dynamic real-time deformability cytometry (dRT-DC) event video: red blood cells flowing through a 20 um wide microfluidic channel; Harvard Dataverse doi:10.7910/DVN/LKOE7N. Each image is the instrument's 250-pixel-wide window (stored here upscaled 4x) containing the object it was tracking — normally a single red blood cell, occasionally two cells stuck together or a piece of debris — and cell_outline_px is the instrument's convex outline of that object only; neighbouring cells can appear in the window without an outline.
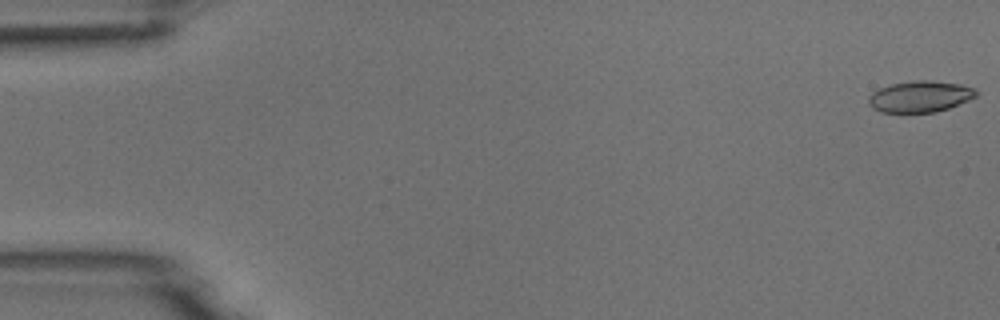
{"species": "common noctule bat (a hibernating species)", "species_latin": "Nyctalus noctula", "temperature_condition": "room temperature", "stored_images_in_passage": 5, "camera_frame_rate_fps": 3000, "um_per_image_px": 0.085, "animal": {"sex": "male", "body_mass_g": 18.8}, "frame": {"image": 1, "passage_image": 1, "time_ms": 0.0, "image_size_px": [1000, 320], "cell_outline_px": [[980, 92], [976, 96], [968, 100], [948, 108], [936, 112], [880, 112], [872, 108], [868, 104], [868, 96], [872, 92], [880, 88], [892, 84], [916, 80], [932, 80], [960, 84], [976, 88]], "centroid_in_image_um": [78.21, 8.2], "position_along_channel_um": 6.8, "area_um2": 19.71}}
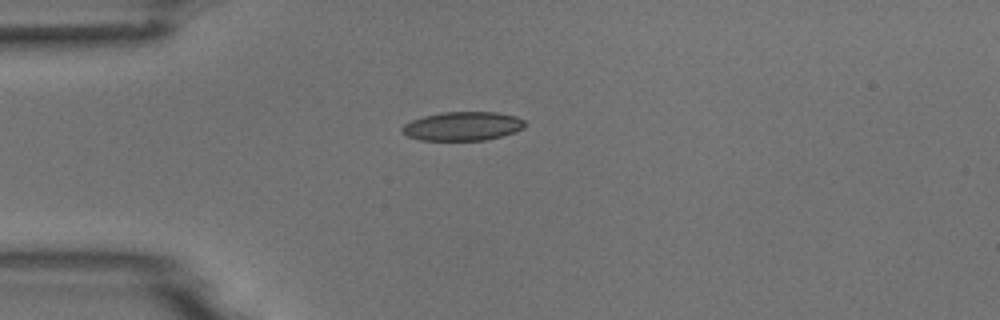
{"frame": {"image": 2, "passage_image": 5, "time_ms": 4.333, "image_size_px": [1000, 320], "cell_outline_px": [[528, 124], [524, 128], [516, 132], [484, 140], [420, 140], [408, 136], [400, 132], [400, 128], [404, 124], [412, 120], [424, 116], [440, 112], [496, 112], [516, 116], [524, 120]], "centroid_in_image_um": [39.33, 10.72], "position_along_channel_um": 45.7, "area_um2": 20.81}}